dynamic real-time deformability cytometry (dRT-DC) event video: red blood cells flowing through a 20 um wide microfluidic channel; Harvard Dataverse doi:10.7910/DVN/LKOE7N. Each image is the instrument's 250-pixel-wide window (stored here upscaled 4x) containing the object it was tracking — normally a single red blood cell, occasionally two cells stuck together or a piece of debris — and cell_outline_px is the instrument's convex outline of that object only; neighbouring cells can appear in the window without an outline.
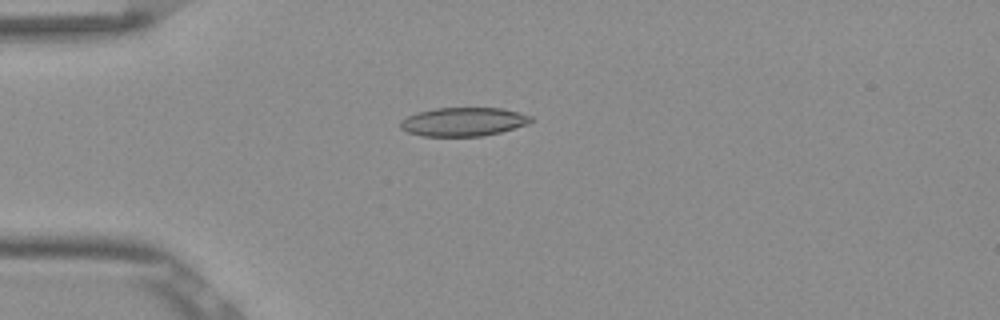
{"species": "Egyptian fruit bat (a non-hibernating species)", "species_latin": "Rousettus aegyptiacus", "temperature_condition": "room temperature", "stored_images_in_passage": 49, "camera_frame_rate_fps": 3000, "um_per_image_px": 0.085, "frame": {"image": 1, "passage_image": 10, "time_ms": 3.0, "image_size_px": [1000, 320], "cell_outline_px": [[536, 120], [528, 124], [500, 132], [484, 136], [424, 136], [408, 132], [400, 128], [400, 120], [416, 112], [436, 108], [504, 108], [532, 116]], "centroid_in_image_um": [39.41, 10.34], "position_along_channel_um": 45.6, "area_um2": 21.96}}
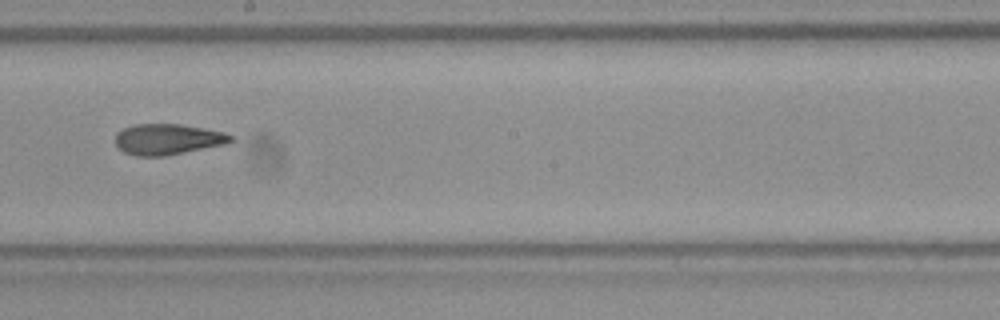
{"frame": {"image": 2, "passage_image": 26, "time_ms": 8.333, "image_size_px": [1000, 320], "cell_outline_px": [[232, 140], [224, 144], [164, 156], [136, 156], [124, 152], [116, 144], [116, 132], [124, 128], [136, 124], [180, 124], [224, 132], [232, 136]], "centroid_in_image_um": [14.21, 11.83], "position_along_channel_um": 234.0, "area_um2": 20.4}}
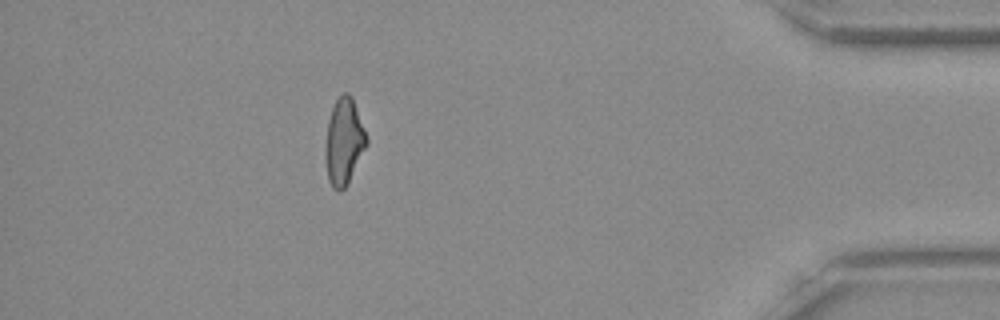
{"frame": {"image": 3, "passage_image": 43, "time_ms": 14.0, "image_size_px": [1000, 320], "cell_outline_px": [[368, 144], [348, 184], [340, 192], [336, 192], [332, 188], [328, 180], [324, 156], [324, 152], [328, 120], [332, 108], [336, 100], [344, 92], [348, 92], [352, 96], [368, 140]], "centroid_in_image_um": [29.22, 12.09], "position_along_channel_um": 406.0, "area_um2": 20.98}, "authors_computed_cell_mechanics": {"area_um2": 21.097, "velocity_mm_per_s": 3.8783, "shape_relaxation_time_tau1_ms": null, "shape_relaxation_time_tau2_ms": 5.401, "deformation_change_tau1": null, "deformation_change_tau2": 0.1437}}